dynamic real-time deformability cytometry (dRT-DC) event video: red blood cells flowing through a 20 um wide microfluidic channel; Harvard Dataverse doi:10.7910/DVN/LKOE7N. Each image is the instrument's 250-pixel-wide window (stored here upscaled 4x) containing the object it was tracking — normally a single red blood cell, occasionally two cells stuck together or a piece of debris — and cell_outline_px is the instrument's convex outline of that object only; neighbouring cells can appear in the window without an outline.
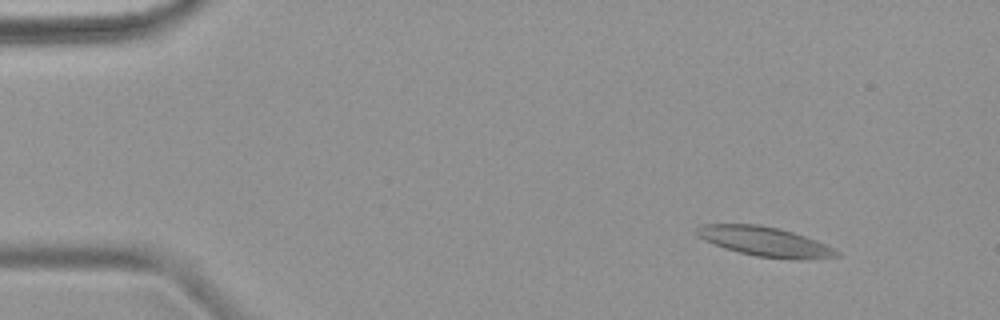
{"species": "common noctule bat (a hibernating species)", "species_latin": "Nyctalus noctula", "temperature_condition": "warm", "stored_images_in_passage": 6, "camera_frame_rate_fps": 3000, "um_per_image_px": 0.085, "animal": {"sex": "female", "body_mass_g": 18.4}, "frame": {"image": 1, "passage_image": 2, "time_ms": 1.333, "image_size_px": [1000, 320], "cell_outline_px": [[840, 256], [800, 260], [756, 256], [724, 248], [704, 240], [696, 232], [696, 228], [700, 224], [760, 224], [780, 228], [816, 240], [840, 252]], "centroid_in_image_um": [65.01, 20.52], "position_along_channel_um": 20.0, "area_um2": 23.93}}
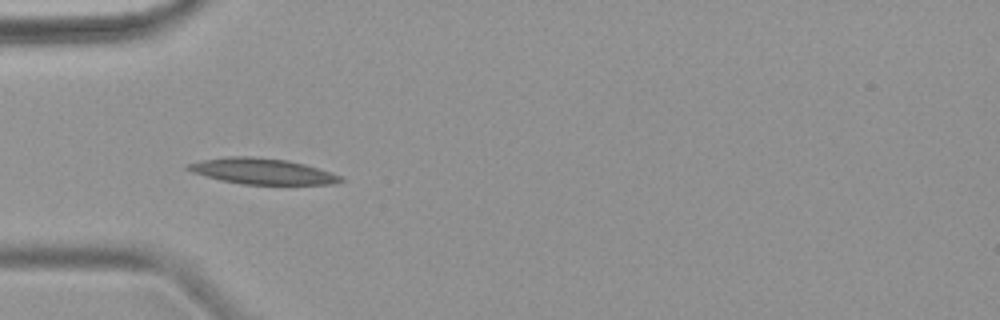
{"frame": {"image": 2, "passage_image": 5, "time_ms": 5.0, "image_size_px": [1000, 320], "cell_outline_px": [[344, 180], [332, 184], [244, 184], [220, 180], [192, 172], [184, 168], [184, 164], [200, 160], [232, 156], [248, 156], [288, 160], [304, 164], [340, 176]], "centroid_in_image_um": [22.2, 14.55], "position_along_channel_um": 62.8, "area_um2": 22.72}}
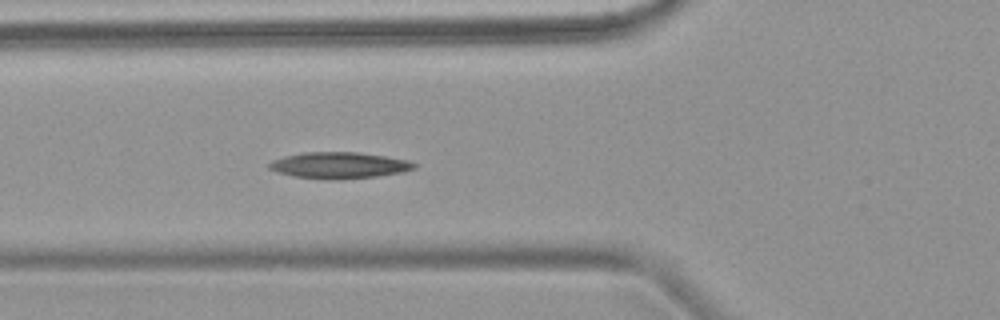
{"frame": {"image": 3, "passage_image": 6, "time_ms": 6.0, "image_size_px": [1000, 320], "cell_outline_px": [[416, 168], [404, 172], [376, 176], [340, 180], [332, 180], [296, 176], [276, 172], [268, 168], [268, 164], [272, 160], [284, 156], [304, 152], [360, 152], [408, 160], [416, 164]], "centroid_in_image_um": [28.83, 14.05], "position_along_channel_um": 97.0, "area_um2": 22.31}}